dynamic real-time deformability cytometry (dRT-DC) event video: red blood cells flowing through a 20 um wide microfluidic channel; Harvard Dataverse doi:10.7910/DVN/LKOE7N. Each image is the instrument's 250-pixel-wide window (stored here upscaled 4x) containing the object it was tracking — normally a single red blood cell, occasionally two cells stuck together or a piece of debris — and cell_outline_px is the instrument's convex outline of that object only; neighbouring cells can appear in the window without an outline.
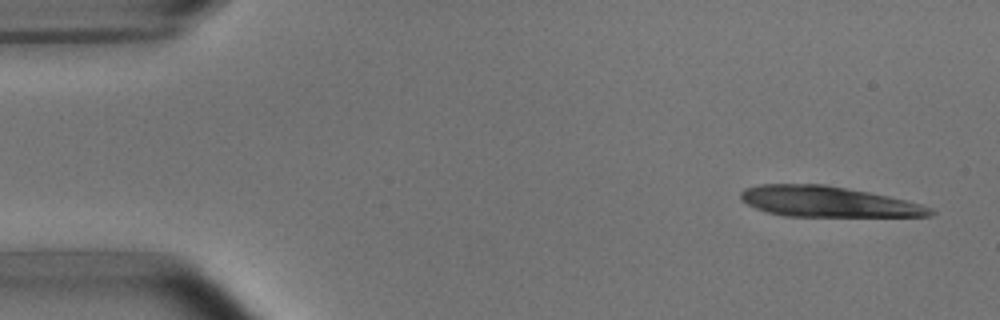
{"species": "common noctule bat (a hibernating species)", "species_latin": "Nyctalus noctula", "temperature_condition": "room temperature", "stored_images_in_passage": 5, "camera_frame_rate_fps": 3000, "um_per_image_px": 0.085, "animal": {"sex": "male", "body_mass_g": 15.6}, "frame": {"image": 1, "passage_image": 1, "time_ms": 0.0, "image_size_px": [1000, 320], "cell_outline_px": [[936, 212], [928, 216], [784, 216], [768, 212], [756, 208], [740, 200], [740, 192], [744, 188], [760, 184], [824, 184], [868, 192], [888, 196], [920, 204], [932, 208]], "centroid_in_image_um": [70.32, 17.14], "position_along_channel_um": 14.7, "area_um2": 33.58}}
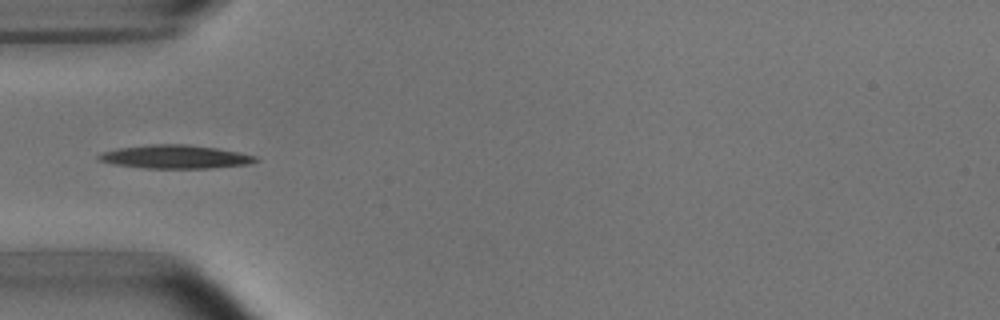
{"frame": {"image": 2, "passage_image": 5, "time_ms": 4.667, "image_size_px": [1000, 320], "cell_outline_px": [[260, 160], [252, 164], [212, 168], [144, 168], [112, 164], [100, 160], [96, 156], [104, 152], [116, 148], [148, 144], [188, 144], [216, 148], [240, 152], [256, 156]], "centroid_in_image_um": [14.93, 13.32], "position_along_channel_um": 70.1, "area_um2": 21.68}}